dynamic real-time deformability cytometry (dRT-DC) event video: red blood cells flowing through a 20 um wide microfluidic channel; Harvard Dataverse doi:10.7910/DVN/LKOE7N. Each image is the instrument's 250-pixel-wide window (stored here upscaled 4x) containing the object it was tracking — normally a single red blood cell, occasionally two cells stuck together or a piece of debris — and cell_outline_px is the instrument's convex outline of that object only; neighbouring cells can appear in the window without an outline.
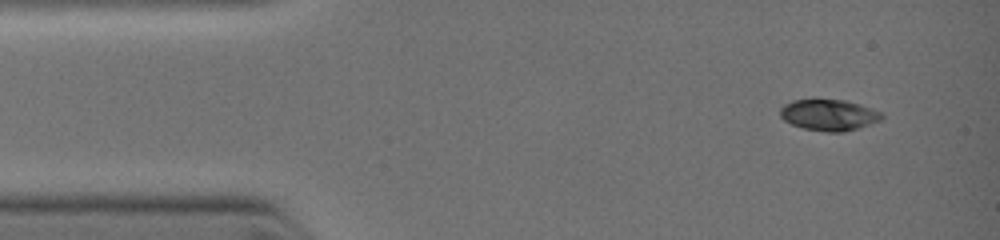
{"species": "common noctule bat (a hibernating species)", "species_latin": "Nyctalus noctula", "temperature_condition": "warm", "stored_images_in_passage": 9, "camera_frame_rate_fps": 3000, "um_per_image_px": 0.085, "animal": {"sex": "female", "body_mass_g": 19.0, "forearm_length_mm": 51.5}, "frame": {"image": 1, "passage_image": 1, "time_ms": 0.0, "image_size_px": [1000, 240], "cell_outline_px": [[884, 116], [880, 120], [844, 132], [828, 132], [804, 128], [792, 124], [784, 120], [780, 116], [780, 108], [784, 104], [792, 100], [816, 96], [844, 100], [860, 104], [872, 108], [880, 112]], "centroid_in_image_um": [70.4, 9.71], "position_along_channel_um": 14.6, "area_um2": 18.96}}
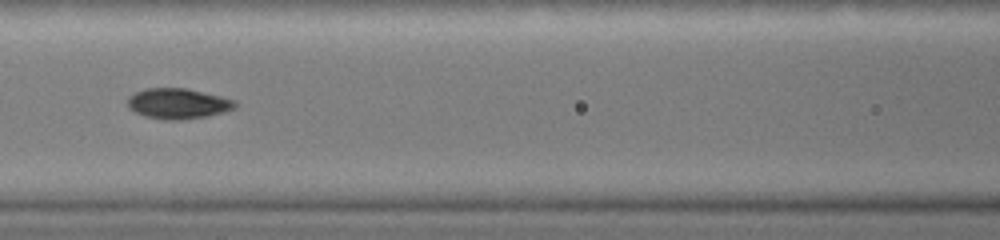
{"frame": {"image": 2, "passage_image": 6, "time_ms": 4.0, "image_size_px": [1000, 240], "cell_outline_px": [[240, 104], [236, 108], [224, 112], [208, 116], [180, 120], [164, 120], [148, 116], [136, 112], [128, 104], [128, 100], [136, 92], [148, 88], [184, 88], [220, 96], [236, 100]], "centroid_in_image_um": [15.23, 8.81], "position_along_channel_um": 151.4, "area_um2": 18.84}}
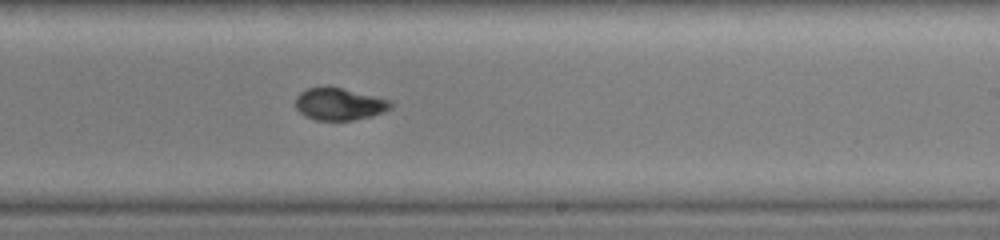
{"frame": {"image": 3, "passage_image": 9, "time_ms": 6.0, "image_size_px": [1000, 240], "cell_outline_px": [[392, 108], [384, 112], [372, 116], [352, 120], [316, 120], [304, 116], [296, 108], [296, 96], [300, 92], [308, 88], [328, 84], [392, 100]], "centroid_in_image_um": [28.84, 8.82], "position_along_channel_um": 260.2, "area_um2": 18.32}}